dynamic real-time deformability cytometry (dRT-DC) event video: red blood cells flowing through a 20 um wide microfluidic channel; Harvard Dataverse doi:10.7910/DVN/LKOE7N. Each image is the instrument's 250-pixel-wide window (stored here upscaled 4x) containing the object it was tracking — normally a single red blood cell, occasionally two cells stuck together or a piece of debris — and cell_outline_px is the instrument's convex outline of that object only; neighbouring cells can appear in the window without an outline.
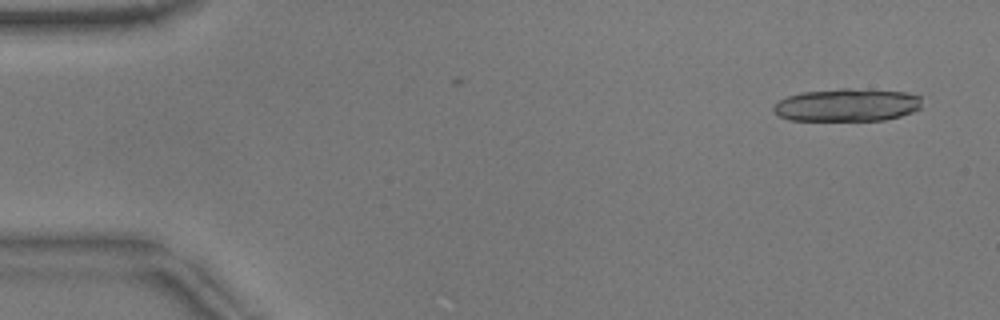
{"species": "common noctule bat (a hibernating species)", "species_latin": "Nyctalus noctula", "temperature_condition": "warm", "stored_images_in_passage": 18, "camera_frame_rate_fps": 3000, "um_per_image_px": 0.085, "animal": {"sex": "male", "body_mass_g": 17.9}, "frame": {"image": 1, "passage_image": 3, "time_ms": 0.667, "image_size_px": [1000, 320], "cell_outline_px": [[920, 108], [912, 112], [900, 116], [884, 120], [788, 120], [780, 116], [772, 108], [776, 100], [800, 92], [840, 88], [848, 88], [908, 92], [920, 96]], "centroid_in_image_um": [71.97, 8.91], "position_along_channel_um": 13.0, "area_um2": 28.5}}